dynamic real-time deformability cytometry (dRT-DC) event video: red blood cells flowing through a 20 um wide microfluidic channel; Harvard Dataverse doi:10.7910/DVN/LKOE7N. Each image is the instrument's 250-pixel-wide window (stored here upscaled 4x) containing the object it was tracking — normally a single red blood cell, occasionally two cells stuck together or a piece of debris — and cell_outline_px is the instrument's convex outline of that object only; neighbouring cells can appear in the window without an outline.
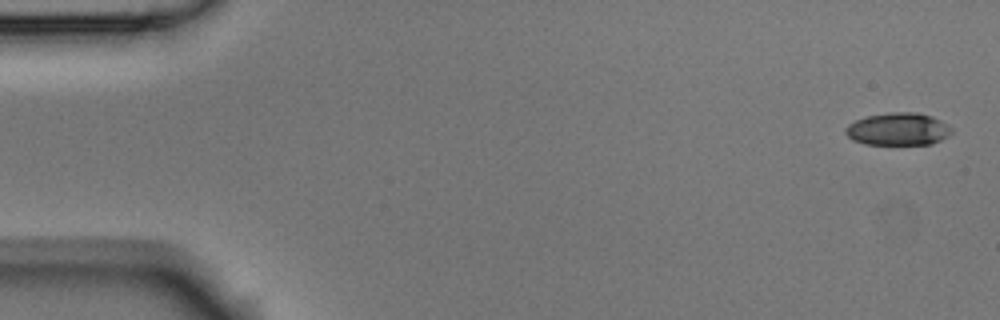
{"species": "Egyptian fruit bat (a non-hibernating species)", "species_latin": "Rousettus aegyptiacus", "temperature_condition": "room temperature", "stored_images_in_passage": 4, "camera_frame_rate_fps": 3000, "um_per_image_px": 0.085, "animal": {"sex": "male"}, "frame": {"image": 1, "passage_image": 1, "time_ms": 0.0, "image_size_px": [1000, 320], "cell_outline_px": [[952, 132], [948, 136], [932, 144], [864, 144], [852, 140], [844, 132], [844, 128], [848, 124], [856, 120], [868, 116], [892, 112], [916, 112], [932, 116], [948, 124], [952, 128]], "centroid_in_image_um": [76.34, 10.97], "position_along_channel_um": 8.7, "area_um2": 20.17}}